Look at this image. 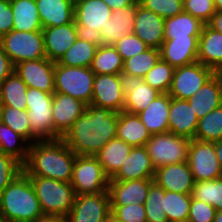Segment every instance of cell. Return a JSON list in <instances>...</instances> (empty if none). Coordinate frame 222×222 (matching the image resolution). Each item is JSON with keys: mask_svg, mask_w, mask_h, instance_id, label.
I'll return each instance as SVG.
<instances>
[{"mask_svg": "<svg viewBox=\"0 0 222 222\" xmlns=\"http://www.w3.org/2000/svg\"><path fill=\"white\" fill-rule=\"evenodd\" d=\"M215 212L212 205L191 197L187 222H214Z\"/></svg>", "mask_w": 222, "mask_h": 222, "instance_id": "f907efd6", "label": "cell"}, {"mask_svg": "<svg viewBox=\"0 0 222 222\" xmlns=\"http://www.w3.org/2000/svg\"><path fill=\"white\" fill-rule=\"evenodd\" d=\"M192 197L212 205L216 211H222V180L195 181Z\"/></svg>", "mask_w": 222, "mask_h": 222, "instance_id": "60d3db41", "label": "cell"}, {"mask_svg": "<svg viewBox=\"0 0 222 222\" xmlns=\"http://www.w3.org/2000/svg\"><path fill=\"white\" fill-rule=\"evenodd\" d=\"M99 42L87 37H78L64 53L58 64L71 67H91Z\"/></svg>", "mask_w": 222, "mask_h": 222, "instance_id": "d6a6232c", "label": "cell"}, {"mask_svg": "<svg viewBox=\"0 0 222 222\" xmlns=\"http://www.w3.org/2000/svg\"><path fill=\"white\" fill-rule=\"evenodd\" d=\"M191 194H181L165 190L163 211L168 222H187L191 204Z\"/></svg>", "mask_w": 222, "mask_h": 222, "instance_id": "74e56055", "label": "cell"}, {"mask_svg": "<svg viewBox=\"0 0 222 222\" xmlns=\"http://www.w3.org/2000/svg\"><path fill=\"white\" fill-rule=\"evenodd\" d=\"M191 139L171 132L151 135L145 147L155 170L174 163L186 162Z\"/></svg>", "mask_w": 222, "mask_h": 222, "instance_id": "52a82bcc", "label": "cell"}, {"mask_svg": "<svg viewBox=\"0 0 222 222\" xmlns=\"http://www.w3.org/2000/svg\"><path fill=\"white\" fill-rule=\"evenodd\" d=\"M28 177L34 187L43 214L66 218L76 197L71 183L38 176Z\"/></svg>", "mask_w": 222, "mask_h": 222, "instance_id": "277c9868", "label": "cell"}, {"mask_svg": "<svg viewBox=\"0 0 222 222\" xmlns=\"http://www.w3.org/2000/svg\"><path fill=\"white\" fill-rule=\"evenodd\" d=\"M171 97L160 94L142 112L137 114L151 135L169 132L168 115Z\"/></svg>", "mask_w": 222, "mask_h": 222, "instance_id": "f1b7e54d", "label": "cell"}, {"mask_svg": "<svg viewBox=\"0 0 222 222\" xmlns=\"http://www.w3.org/2000/svg\"><path fill=\"white\" fill-rule=\"evenodd\" d=\"M214 222H222V211L215 212Z\"/></svg>", "mask_w": 222, "mask_h": 222, "instance_id": "94428289", "label": "cell"}, {"mask_svg": "<svg viewBox=\"0 0 222 222\" xmlns=\"http://www.w3.org/2000/svg\"><path fill=\"white\" fill-rule=\"evenodd\" d=\"M104 222H122L118 220L112 213L104 220Z\"/></svg>", "mask_w": 222, "mask_h": 222, "instance_id": "91938a15", "label": "cell"}, {"mask_svg": "<svg viewBox=\"0 0 222 222\" xmlns=\"http://www.w3.org/2000/svg\"><path fill=\"white\" fill-rule=\"evenodd\" d=\"M28 86L13 72L0 85V103L2 106L26 110V92Z\"/></svg>", "mask_w": 222, "mask_h": 222, "instance_id": "e575fe53", "label": "cell"}, {"mask_svg": "<svg viewBox=\"0 0 222 222\" xmlns=\"http://www.w3.org/2000/svg\"><path fill=\"white\" fill-rule=\"evenodd\" d=\"M109 180L96 156L76 155L70 182L76 195L106 192Z\"/></svg>", "mask_w": 222, "mask_h": 222, "instance_id": "9c48e42d", "label": "cell"}, {"mask_svg": "<svg viewBox=\"0 0 222 222\" xmlns=\"http://www.w3.org/2000/svg\"><path fill=\"white\" fill-rule=\"evenodd\" d=\"M153 182L154 179L109 180L110 206L145 204L150 185Z\"/></svg>", "mask_w": 222, "mask_h": 222, "instance_id": "ffe728a7", "label": "cell"}, {"mask_svg": "<svg viewBox=\"0 0 222 222\" xmlns=\"http://www.w3.org/2000/svg\"><path fill=\"white\" fill-rule=\"evenodd\" d=\"M95 74L91 67H71L55 62V92L69 95L90 105Z\"/></svg>", "mask_w": 222, "mask_h": 222, "instance_id": "8992f818", "label": "cell"}, {"mask_svg": "<svg viewBox=\"0 0 222 222\" xmlns=\"http://www.w3.org/2000/svg\"><path fill=\"white\" fill-rule=\"evenodd\" d=\"M163 195H165V190L153 182L144 204L147 222H168L166 213L162 209Z\"/></svg>", "mask_w": 222, "mask_h": 222, "instance_id": "ee69618b", "label": "cell"}, {"mask_svg": "<svg viewBox=\"0 0 222 222\" xmlns=\"http://www.w3.org/2000/svg\"><path fill=\"white\" fill-rule=\"evenodd\" d=\"M206 25L212 30L222 33V10L216 11Z\"/></svg>", "mask_w": 222, "mask_h": 222, "instance_id": "11a10c76", "label": "cell"}, {"mask_svg": "<svg viewBox=\"0 0 222 222\" xmlns=\"http://www.w3.org/2000/svg\"><path fill=\"white\" fill-rule=\"evenodd\" d=\"M135 7H124L112 11L105 27L99 32V44L114 45L124 35L134 31Z\"/></svg>", "mask_w": 222, "mask_h": 222, "instance_id": "d4e9b609", "label": "cell"}, {"mask_svg": "<svg viewBox=\"0 0 222 222\" xmlns=\"http://www.w3.org/2000/svg\"><path fill=\"white\" fill-rule=\"evenodd\" d=\"M2 123L10 127L14 132L25 138L32 144V132L28 119L27 110H20L13 107L2 106Z\"/></svg>", "mask_w": 222, "mask_h": 222, "instance_id": "b9f144b4", "label": "cell"}, {"mask_svg": "<svg viewBox=\"0 0 222 222\" xmlns=\"http://www.w3.org/2000/svg\"><path fill=\"white\" fill-rule=\"evenodd\" d=\"M30 143L6 124H0V152L24 165L28 159Z\"/></svg>", "mask_w": 222, "mask_h": 222, "instance_id": "d590c367", "label": "cell"}, {"mask_svg": "<svg viewBox=\"0 0 222 222\" xmlns=\"http://www.w3.org/2000/svg\"><path fill=\"white\" fill-rule=\"evenodd\" d=\"M165 19L142 7L138 2L135 7V21L133 33L149 48H161L164 42Z\"/></svg>", "mask_w": 222, "mask_h": 222, "instance_id": "ac0fdd59", "label": "cell"}, {"mask_svg": "<svg viewBox=\"0 0 222 222\" xmlns=\"http://www.w3.org/2000/svg\"><path fill=\"white\" fill-rule=\"evenodd\" d=\"M112 16V10L102 0H75L74 22L78 37L98 40L99 32Z\"/></svg>", "mask_w": 222, "mask_h": 222, "instance_id": "30bf717a", "label": "cell"}, {"mask_svg": "<svg viewBox=\"0 0 222 222\" xmlns=\"http://www.w3.org/2000/svg\"><path fill=\"white\" fill-rule=\"evenodd\" d=\"M198 120L188 100L171 97L168 115L169 132L194 139Z\"/></svg>", "mask_w": 222, "mask_h": 222, "instance_id": "603a6c76", "label": "cell"}, {"mask_svg": "<svg viewBox=\"0 0 222 222\" xmlns=\"http://www.w3.org/2000/svg\"><path fill=\"white\" fill-rule=\"evenodd\" d=\"M187 162L195 181L220 178L222 168L215 153L214 142L191 139Z\"/></svg>", "mask_w": 222, "mask_h": 222, "instance_id": "7c38bea8", "label": "cell"}, {"mask_svg": "<svg viewBox=\"0 0 222 222\" xmlns=\"http://www.w3.org/2000/svg\"><path fill=\"white\" fill-rule=\"evenodd\" d=\"M132 149L131 145L114 137L96 155L105 174L111 179L126 161Z\"/></svg>", "mask_w": 222, "mask_h": 222, "instance_id": "1f68e13d", "label": "cell"}, {"mask_svg": "<svg viewBox=\"0 0 222 222\" xmlns=\"http://www.w3.org/2000/svg\"><path fill=\"white\" fill-rule=\"evenodd\" d=\"M111 214L108 191L76 195L66 222H104Z\"/></svg>", "mask_w": 222, "mask_h": 222, "instance_id": "4fadbf2b", "label": "cell"}, {"mask_svg": "<svg viewBox=\"0 0 222 222\" xmlns=\"http://www.w3.org/2000/svg\"><path fill=\"white\" fill-rule=\"evenodd\" d=\"M194 139L208 142L222 139V105L198 120Z\"/></svg>", "mask_w": 222, "mask_h": 222, "instance_id": "f35d334b", "label": "cell"}, {"mask_svg": "<svg viewBox=\"0 0 222 222\" xmlns=\"http://www.w3.org/2000/svg\"><path fill=\"white\" fill-rule=\"evenodd\" d=\"M111 213L122 222H147L144 204L110 206Z\"/></svg>", "mask_w": 222, "mask_h": 222, "instance_id": "c3c4849f", "label": "cell"}, {"mask_svg": "<svg viewBox=\"0 0 222 222\" xmlns=\"http://www.w3.org/2000/svg\"><path fill=\"white\" fill-rule=\"evenodd\" d=\"M197 61L216 73H222V33L212 30L206 24L198 39Z\"/></svg>", "mask_w": 222, "mask_h": 222, "instance_id": "83f0119b", "label": "cell"}, {"mask_svg": "<svg viewBox=\"0 0 222 222\" xmlns=\"http://www.w3.org/2000/svg\"><path fill=\"white\" fill-rule=\"evenodd\" d=\"M46 58L58 62L78 38L75 22L42 29Z\"/></svg>", "mask_w": 222, "mask_h": 222, "instance_id": "44dd1931", "label": "cell"}, {"mask_svg": "<svg viewBox=\"0 0 222 222\" xmlns=\"http://www.w3.org/2000/svg\"><path fill=\"white\" fill-rule=\"evenodd\" d=\"M33 222H66V218L61 216L43 215Z\"/></svg>", "mask_w": 222, "mask_h": 222, "instance_id": "9f6ffc18", "label": "cell"}, {"mask_svg": "<svg viewBox=\"0 0 222 222\" xmlns=\"http://www.w3.org/2000/svg\"><path fill=\"white\" fill-rule=\"evenodd\" d=\"M138 3L164 19L184 11L183 0H138Z\"/></svg>", "mask_w": 222, "mask_h": 222, "instance_id": "f6af8a7d", "label": "cell"}, {"mask_svg": "<svg viewBox=\"0 0 222 222\" xmlns=\"http://www.w3.org/2000/svg\"><path fill=\"white\" fill-rule=\"evenodd\" d=\"M13 30V12L10 2L0 0V38Z\"/></svg>", "mask_w": 222, "mask_h": 222, "instance_id": "816d5d0a", "label": "cell"}, {"mask_svg": "<svg viewBox=\"0 0 222 222\" xmlns=\"http://www.w3.org/2000/svg\"><path fill=\"white\" fill-rule=\"evenodd\" d=\"M52 101L53 93L28 87L26 110L32 132V144L36 141L54 140Z\"/></svg>", "mask_w": 222, "mask_h": 222, "instance_id": "5b68a950", "label": "cell"}, {"mask_svg": "<svg viewBox=\"0 0 222 222\" xmlns=\"http://www.w3.org/2000/svg\"><path fill=\"white\" fill-rule=\"evenodd\" d=\"M213 4L216 11L222 10V0H213Z\"/></svg>", "mask_w": 222, "mask_h": 222, "instance_id": "680465c9", "label": "cell"}, {"mask_svg": "<svg viewBox=\"0 0 222 222\" xmlns=\"http://www.w3.org/2000/svg\"><path fill=\"white\" fill-rule=\"evenodd\" d=\"M220 179L222 180V169H221Z\"/></svg>", "mask_w": 222, "mask_h": 222, "instance_id": "be15d7a7", "label": "cell"}, {"mask_svg": "<svg viewBox=\"0 0 222 222\" xmlns=\"http://www.w3.org/2000/svg\"><path fill=\"white\" fill-rule=\"evenodd\" d=\"M95 75L120 74L123 71V60L112 45L99 44L91 65Z\"/></svg>", "mask_w": 222, "mask_h": 222, "instance_id": "8d00e7d4", "label": "cell"}, {"mask_svg": "<svg viewBox=\"0 0 222 222\" xmlns=\"http://www.w3.org/2000/svg\"><path fill=\"white\" fill-rule=\"evenodd\" d=\"M174 69L173 66L160 58L157 64L143 77V80L159 92L168 93L172 84Z\"/></svg>", "mask_w": 222, "mask_h": 222, "instance_id": "7bdbcfd3", "label": "cell"}, {"mask_svg": "<svg viewBox=\"0 0 222 222\" xmlns=\"http://www.w3.org/2000/svg\"><path fill=\"white\" fill-rule=\"evenodd\" d=\"M1 114H2V104L0 103V124L2 123Z\"/></svg>", "mask_w": 222, "mask_h": 222, "instance_id": "6125c7cd", "label": "cell"}, {"mask_svg": "<svg viewBox=\"0 0 222 222\" xmlns=\"http://www.w3.org/2000/svg\"><path fill=\"white\" fill-rule=\"evenodd\" d=\"M10 5L13 12V30L42 31L35 0H14Z\"/></svg>", "mask_w": 222, "mask_h": 222, "instance_id": "836d02e7", "label": "cell"}, {"mask_svg": "<svg viewBox=\"0 0 222 222\" xmlns=\"http://www.w3.org/2000/svg\"><path fill=\"white\" fill-rule=\"evenodd\" d=\"M23 165L15 158L0 152V193L21 173Z\"/></svg>", "mask_w": 222, "mask_h": 222, "instance_id": "bcb514c9", "label": "cell"}, {"mask_svg": "<svg viewBox=\"0 0 222 222\" xmlns=\"http://www.w3.org/2000/svg\"><path fill=\"white\" fill-rule=\"evenodd\" d=\"M83 101L62 93H53L52 119L54 140L62 138L71 128L75 120L86 110Z\"/></svg>", "mask_w": 222, "mask_h": 222, "instance_id": "e0dca14e", "label": "cell"}, {"mask_svg": "<svg viewBox=\"0 0 222 222\" xmlns=\"http://www.w3.org/2000/svg\"><path fill=\"white\" fill-rule=\"evenodd\" d=\"M122 91L125 95L123 111L131 114H139L155 100L161 92L148 85L142 77L119 74Z\"/></svg>", "mask_w": 222, "mask_h": 222, "instance_id": "9a60e30c", "label": "cell"}, {"mask_svg": "<svg viewBox=\"0 0 222 222\" xmlns=\"http://www.w3.org/2000/svg\"><path fill=\"white\" fill-rule=\"evenodd\" d=\"M154 182L166 191L192 194L195 179L186 161L157 168Z\"/></svg>", "mask_w": 222, "mask_h": 222, "instance_id": "d6986e66", "label": "cell"}, {"mask_svg": "<svg viewBox=\"0 0 222 222\" xmlns=\"http://www.w3.org/2000/svg\"><path fill=\"white\" fill-rule=\"evenodd\" d=\"M43 215L29 177L21 172L0 193V219L5 222H33Z\"/></svg>", "mask_w": 222, "mask_h": 222, "instance_id": "3957f363", "label": "cell"}, {"mask_svg": "<svg viewBox=\"0 0 222 222\" xmlns=\"http://www.w3.org/2000/svg\"><path fill=\"white\" fill-rule=\"evenodd\" d=\"M76 154L60 138L30 144L29 155L23 165L27 176H38L71 182Z\"/></svg>", "mask_w": 222, "mask_h": 222, "instance_id": "7a4b0ae2", "label": "cell"}, {"mask_svg": "<svg viewBox=\"0 0 222 222\" xmlns=\"http://www.w3.org/2000/svg\"><path fill=\"white\" fill-rule=\"evenodd\" d=\"M121 55L122 60H126L144 52L149 47L134 33L124 35L113 45Z\"/></svg>", "mask_w": 222, "mask_h": 222, "instance_id": "7dc6e473", "label": "cell"}, {"mask_svg": "<svg viewBox=\"0 0 222 222\" xmlns=\"http://www.w3.org/2000/svg\"><path fill=\"white\" fill-rule=\"evenodd\" d=\"M91 105L121 112L125 104L119 74L95 75Z\"/></svg>", "mask_w": 222, "mask_h": 222, "instance_id": "2e32d148", "label": "cell"}, {"mask_svg": "<svg viewBox=\"0 0 222 222\" xmlns=\"http://www.w3.org/2000/svg\"><path fill=\"white\" fill-rule=\"evenodd\" d=\"M14 72V65L10 58L0 47V85L1 83Z\"/></svg>", "mask_w": 222, "mask_h": 222, "instance_id": "f5cc1de1", "label": "cell"}, {"mask_svg": "<svg viewBox=\"0 0 222 222\" xmlns=\"http://www.w3.org/2000/svg\"><path fill=\"white\" fill-rule=\"evenodd\" d=\"M216 72L194 62L174 69L172 84L168 94L175 99L188 100L215 74Z\"/></svg>", "mask_w": 222, "mask_h": 222, "instance_id": "8fae6325", "label": "cell"}, {"mask_svg": "<svg viewBox=\"0 0 222 222\" xmlns=\"http://www.w3.org/2000/svg\"><path fill=\"white\" fill-rule=\"evenodd\" d=\"M112 11L124 7H136L138 0H102Z\"/></svg>", "mask_w": 222, "mask_h": 222, "instance_id": "db71d44e", "label": "cell"}, {"mask_svg": "<svg viewBox=\"0 0 222 222\" xmlns=\"http://www.w3.org/2000/svg\"><path fill=\"white\" fill-rule=\"evenodd\" d=\"M214 149L218 162L220 163V166L222 168V139L214 142Z\"/></svg>", "mask_w": 222, "mask_h": 222, "instance_id": "6f0895ef", "label": "cell"}, {"mask_svg": "<svg viewBox=\"0 0 222 222\" xmlns=\"http://www.w3.org/2000/svg\"><path fill=\"white\" fill-rule=\"evenodd\" d=\"M42 28L74 22L75 0H35Z\"/></svg>", "mask_w": 222, "mask_h": 222, "instance_id": "4316f807", "label": "cell"}, {"mask_svg": "<svg viewBox=\"0 0 222 222\" xmlns=\"http://www.w3.org/2000/svg\"><path fill=\"white\" fill-rule=\"evenodd\" d=\"M199 38L164 39L161 58L174 68L197 62Z\"/></svg>", "mask_w": 222, "mask_h": 222, "instance_id": "cb8c5ba5", "label": "cell"}, {"mask_svg": "<svg viewBox=\"0 0 222 222\" xmlns=\"http://www.w3.org/2000/svg\"><path fill=\"white\" fill-rule=\"evenodd\" d=\"M54 69L55 62L48 58L26 60L14 65V72L29 88L47 93L55 92Z\"/></svg>", "mask_w": 222, "mask_h": 222, "instance_id": "5bb4252c", "label": "cell"}, {"mask_svg": "<svg viewBox=\"0 0 222 222\" xmlns=\"http://www.w3.org/2000/svg\"><path fill=\"white\" fill-rule=\"evenodd\" d=\"M0 47L13 65L26 60L46 58L42 31L12 30L0 38Z\"/></svg>", "mask_w": 222, "mask_h": 222, "instance_id": "ba28073f", "label": "cell"}, {"mask_svg": "<svg viewBox=\"0 0 222 222\" xmlns=\"http://www.w3.org/2000/svg\"><path fill=\"white\" fill-rule=\"evenodd\" d=\"M117 121V112L90 104L61 139L76 155L96 156L116 137Z\"/></svg>", "mask_w": 222, "mask_h": 222, "instance_id": "6da1fadb", "label": "cell"}, {"mask_svg": "<svg viewBox=\"0 0 222 222\" xmlns=\"http://www.w3.org/2000/svg\"><path fill=\"white\" fill-rule=\"evenodd\" d=\"M188 102L198 119L219 108L222 105V73H215Z\"/></svg>", "mask_w": 222, "mask_h": 222, "instance_id": "484cf974", "label": "cell"}, {"mask_svg": "<svg viewBox=\"0 0 222 222\" xmlns=\"http://www.w3.org/2000/svg\"><path fill=\"white\" fill-rule=\"evenodd\" d=\"M184 11L207 23L216 12L213 0H183Z\"/></svg>", "mask_w": 222, "mask_h": 222, "instance_id": "681fc988", "label": "cell"}, {"mask_svg": "<svg viewBox=\"0 0 222 222\" xmlns=\"http://www.w3.org/2000/svg\"><path fill=\"white\" fill-rule=\"evenodd\" d=\"M161 58L159 49L148 48L144 52L123 61V73L144 77Z\"/></svg>", "mask_w": 222, "mask_h": 222, "instance_id": "ab89813d", "label": "cell"}, {"mask_svg": "<svg viewBox=\"0 0 222 222\" xmlns=\"http://www.w3.org/2000/svg\"><path fill=\"white\" fill-rule=\"evenodd\" d=\"M155 168L145 146L132 147L129 156L119 171L110 179L128 181L134 179H154Z\"/></svg>", "mask_w": 222, "mask_h": 222, "instance_id": "7402d4cb", "label": "cell"}, {"mask_svg": "<svg viewBox=\"0 0 222 222\" xmlns=\"http://www.w3.org/2000/svg\"><path fill=\"white\" fill-rule=\"evenodd\" d=\"M116 137L132 147L145 146L151 138L147 127L141 122L137 114L125 111L118 113Z\"/></svg>", "mask_w": 222, "mask_h": 222, "instance_id": "f546056e", "label": "cell"}, {"mask_svg": "<svg viewBox=\"0 0 222 222\" xmlns=\"http://www.w3.org/2000/svg\"><path fill=\"white\" fill-rule=\"evenodd\" d=\"M204 25L200 19L183 11L173 17L165 18L164 39L199 38Z\"/></svg>", "mask_w": 222, "mask_h": 222, "instance_id": "4dcf8cb0", "label": "cell"}]
</instances>
